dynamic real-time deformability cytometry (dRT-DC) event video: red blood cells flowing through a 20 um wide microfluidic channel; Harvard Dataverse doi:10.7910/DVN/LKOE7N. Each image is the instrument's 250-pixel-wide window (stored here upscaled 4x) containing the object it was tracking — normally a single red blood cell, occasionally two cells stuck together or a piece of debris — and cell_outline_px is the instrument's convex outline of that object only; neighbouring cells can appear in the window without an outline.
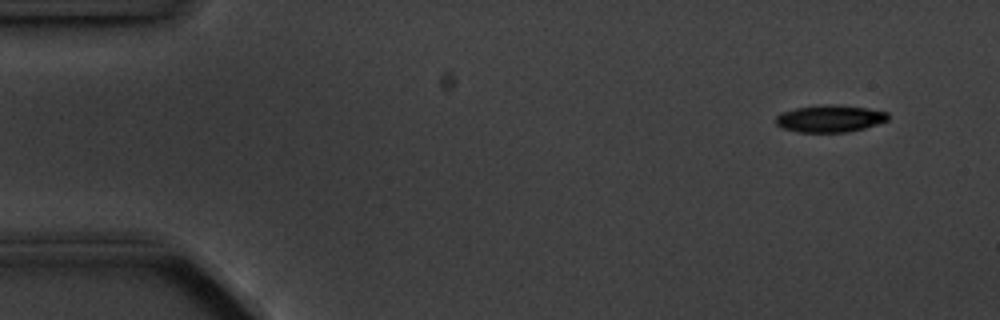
{"species": "common noctule bat (a hibernating species)", "species_latin": "Nyctalus noctula", "temperature_condition": "cold", "stored_images_in_passage": 7, "camera_frame_rate_fps": 3000, "um_per_image_px": 0.085, "animal": {"sex": "male", "body_mass_g": 20.1, "forearm_length_mm": 53.5}, "frame": {"image": 1, "passage_image": 1, "time_ms": 0.0, "image_size_px": [1000, 320], "cell_outline_px": [[888, 120], [864, 128], [848, 132], [800, 132], [780, 128], [776, 124], [776, 116], [780, 112], [796, 108], [820, 104], [824, 104], [868, 108], [888, 112]], "centroid_in_image_um": [70.5, 10.08], "position_along_channel_um": 14.5, "area_um2": 17.74}}
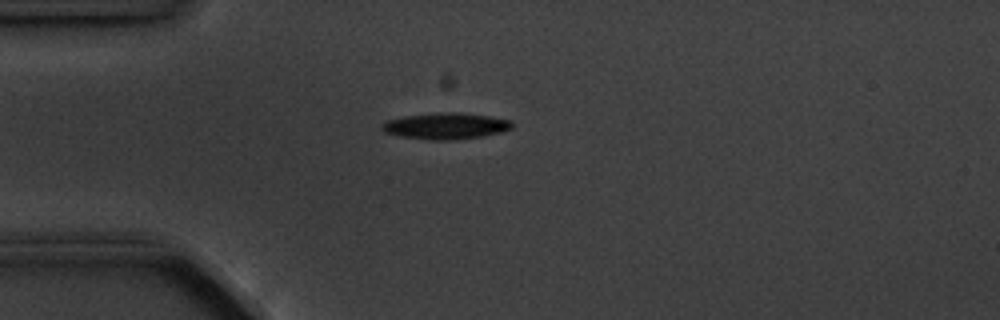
{"frame": {"image": 2, "passage_image": 4, "time_ms": 3.333, "image_size_px": [1000, 320], "cell_outline_px": [[512, 128], [500, 132], [480, 136], [448, 140], [432, 140], [400, 136], [384, 132], [380, 128], [380, 124], [388, 120], [404, 116], [448, 112], [460, 112], [488, 116], [512, 120]], "centroid_in_image_um": [37.86, 10.7], "position_along_channel_um": 47.1, "area_um2": 19.71}}
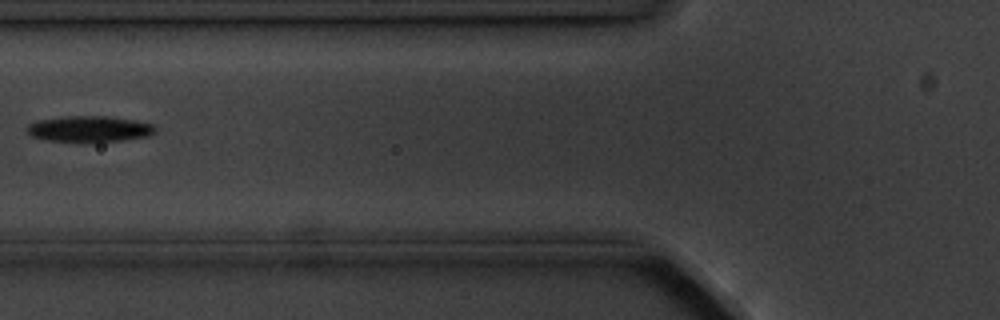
{"frame": {"image": 3, "passage_image": 6, "time_ms": 5.667, "image_size_px": [1000, 320], "cell_outline_px": [[156, 132], [148, 136], [124, 140], [44, 140], [32, 136], [28, 132], [28, 124], [36, 120], [68, 116], [104, 116], [136, 120], [152, 124], [156, 128]], "centroid_in_image_um": [7.62, 10.93], "position_along_channel_um": 118.2, "area_um2": 18.9}}